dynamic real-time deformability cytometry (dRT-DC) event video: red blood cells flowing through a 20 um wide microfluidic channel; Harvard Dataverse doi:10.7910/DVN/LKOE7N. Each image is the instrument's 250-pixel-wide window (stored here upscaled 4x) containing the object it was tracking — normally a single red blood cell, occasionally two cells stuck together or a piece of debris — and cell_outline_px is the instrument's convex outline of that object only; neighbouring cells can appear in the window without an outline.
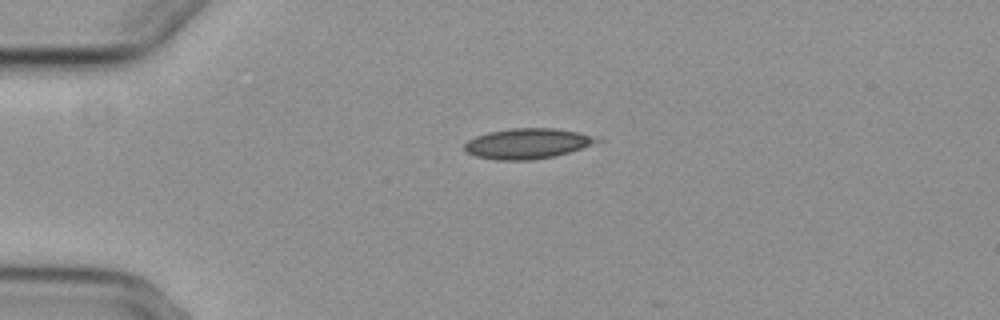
{"species": "common noctule bat (a hibernating species)", "species_latin": "Nyctalus noctula", "temperature_condition": "cold", "stored_images_in_passage": 3, "camera_frame_rate_fps": 3000, "um_per_image_px": 0.085, "animal": {"sex": "female", "body_mass_g": 29.2, "forearm_length_mm": 56.3}, "frame": {"image": 1, "passage_image": 1, "time_ms": 0.0, "image_size_px": [1000, 320], "cell_outline_px": [[604, 140], [568, 152], [552, 156], [532, 160], [496, 160], [476, 156], [464, 152], [464, 144], [468, 140], [476, 136], [488, 132], [512, 128], [556, 128], [576, 132]], "centroid_in_image_um": [44.76, 12.2], "position_along_channel_um": 40.2, "area_um2": 23.18}}
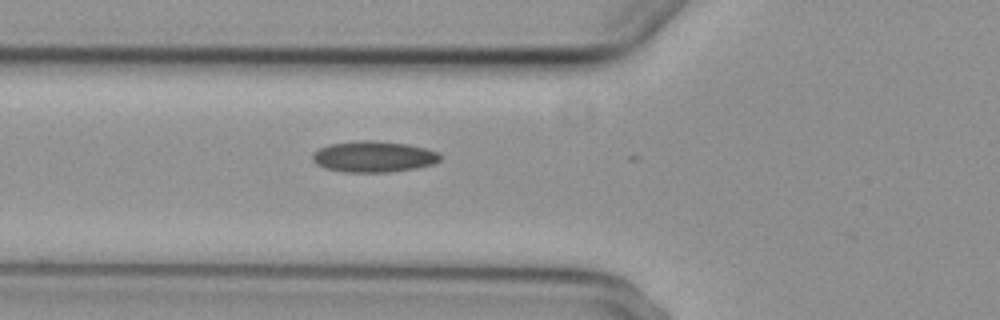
{"frame": {"image": 2, "passage_image": 3, "time_ms": 2.333, "image_size_px": [1000, 320], "cell_outline_px": [[444, 156], [440, 160], [432, 164], [416, 168], [388, 172], [344, 172], [324, 168], [316, 164], [312, 160], [312, 152], [328, 144], [356, 140], [372, 140], [408, 144], [428, 148], [440, 152]], "centroid_in_image_um": [31.77, 13.3], "position_along_channel_um": 94.0, "area_um2": 23.52}}